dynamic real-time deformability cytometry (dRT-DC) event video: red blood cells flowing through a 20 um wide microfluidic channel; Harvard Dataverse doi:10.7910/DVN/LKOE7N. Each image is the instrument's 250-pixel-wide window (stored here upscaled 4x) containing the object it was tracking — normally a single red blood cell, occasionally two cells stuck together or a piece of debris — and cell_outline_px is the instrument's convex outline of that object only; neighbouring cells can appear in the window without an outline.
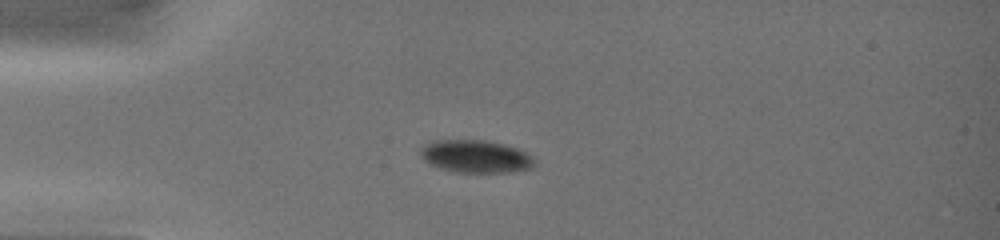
{"species": "common noctule bat (a hibernating species)", "species_latin": "Nyctalus noctula", "temperature_condition": "warm", "stored_images_in_passage": 2, "camera_frame_rate_fps": 3000, "um_per_image_px": 0.085, "animal": {"sex": "female", "body_mass_g": 19.0, "forearm_length_mm": 51.5}, "frame": {"image": 1, "passage_image": 1, "time_ms": 0.0, "image_size_px": [1000, 240], "cell_outline_px": [[536, 164], [532, 168], [512, 172], [456, 172], [440, 168], [424, 160], [420, 156], [420, 148], [424, 144], [432, 140], [484, 140], [504, 144], [516, 148], [532, 156], [536, 160]], "centroid_in_image_um": [40.43, 13.29], "position_along_channel_um": 44.6, "area_um2": 21.79}}